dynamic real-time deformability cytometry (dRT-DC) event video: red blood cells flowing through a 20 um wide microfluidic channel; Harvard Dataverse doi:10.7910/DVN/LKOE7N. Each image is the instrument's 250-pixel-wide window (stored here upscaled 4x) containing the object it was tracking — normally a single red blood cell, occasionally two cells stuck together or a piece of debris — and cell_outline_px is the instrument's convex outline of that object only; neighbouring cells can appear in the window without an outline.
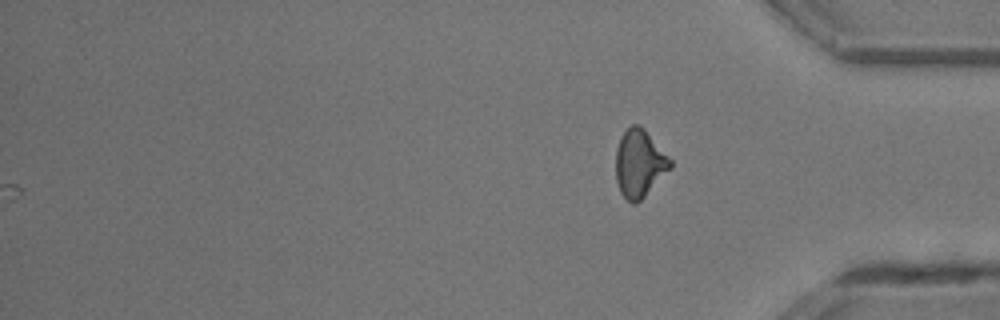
{"species": "common noctule bat (a hibernating species)", "species_latin": "Nyctalus noctula", "temperature_condition": "room temperature", "stored_images_in_passage": 34, "segment_of_instrument_passage": [2, 2], "camera_frame_rate_fps": 3000, "um_per_image_px": 0.085, "animal": {"sex": "male", "body_mass_g": 13.3}, "frame": {"image": 1, "passage_image": 34, "time_ms": 11.0, "image_size_px": [1000, 320], "cell_outline_px": [[672, 168], [636, 204], [632, 204], [620, 192], [616, 180], [616, 148], [620, 136], [632, 124], [640, 124], [644, 128], [672, 160]], "centroid_in_image_um": [54.35, 13.88], "position_along_channel_um": 380.8, "area_um2": 21.5}}